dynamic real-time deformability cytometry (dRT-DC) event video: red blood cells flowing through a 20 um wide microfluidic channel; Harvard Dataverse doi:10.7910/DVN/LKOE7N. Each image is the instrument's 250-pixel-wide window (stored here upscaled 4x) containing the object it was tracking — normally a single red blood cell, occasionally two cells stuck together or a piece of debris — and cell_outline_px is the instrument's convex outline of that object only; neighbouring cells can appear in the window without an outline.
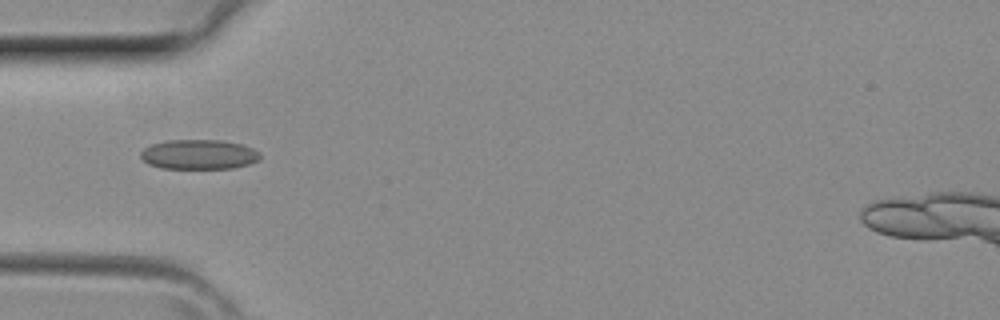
{"species": "common noctule bat (a hibernating species)", "species_latin": "Nyctalus noctula", "temperature_condition": "room temperature", "stored_images_in_passage": 3, "camera_frame_rate_fps": 3000, "um_per_image_px": 0.085, "animal": {"sex": "female", "body_mass_g": 29.2, "forearm_length_mm": 56.3}, "frame": {"image": 1, "passage_image": 3, "time_ms": 0.667, "image_size_px": [1000, 320], "cell_outline_px": [[260, 160], [248, 164], [232, 168], [160, 168], [148, 164], [140, 156], [140, 152], [144, 148], [152, 144], [168, 140], [220, 140], [240, 144], [252, 148], [260, 152]], "centroid_in_image_um": [16.9, 13.13], "position_along_channel_um": 68.1, "area_um2": 20.63}}